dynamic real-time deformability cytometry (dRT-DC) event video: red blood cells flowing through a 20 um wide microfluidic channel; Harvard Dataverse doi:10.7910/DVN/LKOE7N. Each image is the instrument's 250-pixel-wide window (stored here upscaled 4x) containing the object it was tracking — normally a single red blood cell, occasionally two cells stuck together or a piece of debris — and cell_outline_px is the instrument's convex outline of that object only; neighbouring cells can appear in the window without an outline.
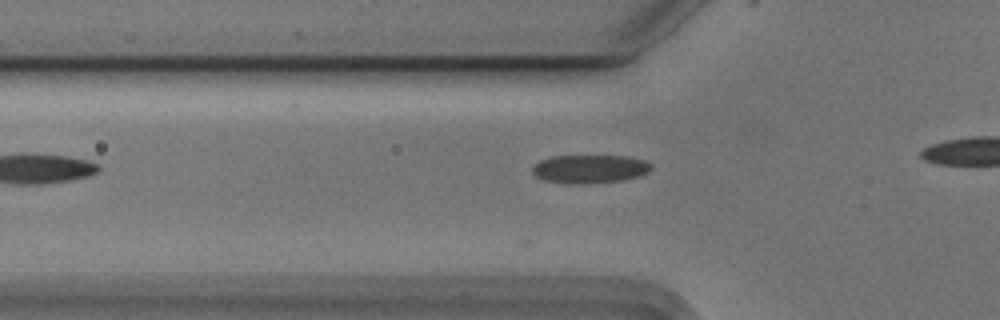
{"species": "Egyptian fruit bat (a non-hibernating species)", "species_latin": "Rousettus aegyptiacus", "temperature_condition": "cold", "stored_images_in_passage": 9, "camera_frame_rate_fps": 3000, "um_per_image_px": 0.085, "animal": {"sex": "male"}, "frame": {"image": 1, "passage_image": 3, "time_ms": 0.667, "image_size_px": [1000, 320], "cell_outline_px": [[652, 168], [648, 172], [640, 176], [624, 180], [588, 184], [568, 184], [544, 180], [536, 176], [532, 172], [532, 164], [540, 160], [552, 156], [628, 156], [644, 160], [652, 164]], "centroid_in_image_um": [50.12, 14.36], "position_along_channel_um": 75.7, "area_um2": 20.0}}
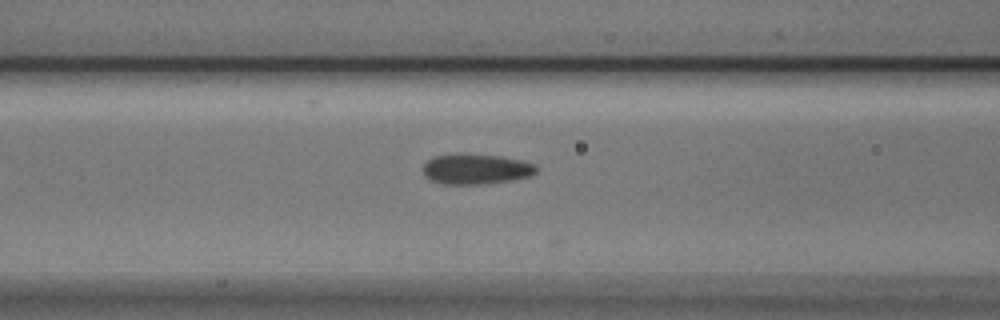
{"frame": {"image": 2, "passage_image": 7, "time_ms": 2.0, "image_size_px": [1000, 320], "cell_outline_px": [[536, 172], [528, 176], [512, 180], [480, 184], [444, 184], [428, 180], [424, 176], [420, 168], [428, 160], [436, 156], [500, 156], [520, 160], [536, 164]], "centroid_in_image_um": [40.42, 14.41], "position_along_channel_um": 126.2, "area_um2": 19.42}}